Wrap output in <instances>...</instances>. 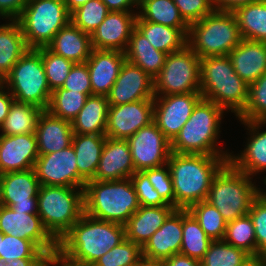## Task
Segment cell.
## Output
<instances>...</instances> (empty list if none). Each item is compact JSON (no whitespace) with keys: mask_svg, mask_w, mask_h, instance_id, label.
Segmentation results:
<instances>
[{"mask_svg":"<svg viewBox=\"0 0 266 266\" xmlns=\"http://www.w3.org/2000/svg\"><path fill=\"white\" fill-rule=\"evenodd\" d=\"M125 238V226L84 213L57 242V253L78 266H92Z\"/></svg>","mask_w":266,"mask_h":266,"instance_id":"1","label":"cell"},{"mask_svg":"<svg viewBox=\"0 0 266 266\" xmlns=\"http://www.w3.org/2000/svg\"><path fill=\"white\" fill-rule=\"evenodd\" d=\"M230 156L177 154L171 152L167 165L172 177L176 209H189L206 201L214 176Z\"/></svg>","mask_w":266,"mask_h":266,"instance_id":"2","label":"cell"},{"mask_svg":"<svg viewBox=\"0 0 266 266\" xmlns=\"http://www.w3.org/2000/svg\"><path fill=\"white\" fill-rule=\"evenodd\" d=\"M201 95L239 116L246 107L249 85L234 71L228 55L200 58ZM228 109V110H227Z\"/></svg>","mask_w":266,"mask_h":266,"instance_id":"3","label":"cell"},{"mask_svg":"<svg viewBox=\"0 0 266 266\" xmlns=\"http://www.w3.org/2000/svg\"><path fill=\"white\" fill-rule=\"evenodd\" d=\"M83 190L84 213L98 220L125 226L140 207L130 178L110 181L89 180Z\"/></svg>","mask_w":266,"mask_h":266,"instance_id":"4","label":"cell"},{"mask_svg":"<svg viewBox=\"0 0 266 266\" xmlns=\"http://www.w3.org/2000/svg\"><path fill=\"white\" fill-rule=\"evenodd\" d=\"M224 110L214 102L202 98L194 107L189 120L171 142V152L209 156H230L217 148Z\"/></svg>","mask_w":266,"mask_h":266,"instance_id":"5","label":"cell"},{"mask_svg":"<svg viewBox=\"0 0 266 266\" xmlns=\"http://www.w3.org/2000/svg\"><path fill=\"white\" fill-rule=\"evenodd\" d=\"M253 177L237 170L229 161L214 176L206 201L222 214L228 223L245 216L260 193Z\"/></svg>","mask_w":266,"mask_h":266,"instance_id":"6","label":"cell"},{"mask_svg":"<svg viewBox=\"0 0 266 266\" xmlns=\"http://www.w3.org/2000/svg\"><path fill=\"white\" fill-rule=\"evenodd\" d=\"M242 41L232 12L214 10L189 26L187 45L200 57L226 56Z\"/></svg>","mask_w":266,"mask_h":266,"instance_id":"7","label":"cell"},{"mask_svg":"<svg viewBox=\"0 0 266 266\" xmlns=\"http://www.w3.org/2000/svg\"><path fill=\"white\" fill-rule=\"evenodd\" d=\"M38 215L44 228L58 242L84 214V190L41 185Z\"/></svg>","mask_w":266,"mask_h":266,"instance_id":"8","label":"cell"},{"mask_svg":"<svg viewBox=\"0 0 266 266\" xmlns=\"http://www.w3.org/2000/svg\"><path fill=\"white\" fill-rule=\"evenodd\" d=\"M14 100L47 110L51 90L42 62L41 48L28 49L3 79Z\"/></svg>","mask_w":266,"mask_h":266,"instance_id":"9","label":"cell"},{"mask_svg":"<svg viewBox=\"0 0 266 266\" xmlns=\"http://www.w3.org/2000/svg\"><path fill=\"white\" fill-rule=\"evenodd\" d=\"M29 49L47 47L56 33L71 22L63 0H28L17 19Z\"/></svg>","mask_w":266,"mask_h":266,"instance_id":"10","label":"cell"},{"mask_svg":"<svg viewBox=\"0 0 266 266\" xmlns=\"http://www.w3.org/2000/svg\"><path fill=\"white\" fill-rule=\"evenodd\" d=\"M200 92V57L188 45L168 54L154 78V96Z\"/></svg>","mask_w":266,"mask_h":266,"instance_id":"11","label":"cell"},{"mask_svg":"<svg viewBox=\"0 0 266 266\" xmlns=\"http://www.w3.org/2000/svg\"><path fill=\"white\" fill-rule=\"evenodd\" d=\"M131 150L135 171L163 166L171 154V142L152 121L126 139Z\"/></svg>","mask_w":266,"mask_h":266,"instance_id":"12","label":"cell"},{"mask_svg":"<svg viewBox=\"0 0 266 266\" xmlns=\"http://www.w3.org/2000/svg\"><path fill=\"white\" fill-rule=\"evenodd\" d=\"M34 170L41 185L84 189L86 184L78 174L72 145L61 151L39 155Z\"/></svg>","mask_w":266,"mask_h":266,"instance_id":"13","label":"cell"},{"mask_svg":"<svg viewBox=\"0 0 266 266\" xmlns=\"http://www.w3.org/2000/svg\"><path fill=\"white\" fill-rule=\"evenodd\" d=\"M0 231L31 241L46 255L57 253V241L44 228L38 214L14 211L11 207L0 205Z\"/></svg>","mask_w":266,"mask_h":266,"instance_id":"14","label":"cell"},{"mask_svg":"<svg viewBox=\"0 0 266 266\" xmlns=\"http://www.w3.org/2000/svg\"><path fill=\"white\" fill-rule=\"evenodd\" d=\"M201 93L172 94L155 96L153 121L172 142L189 120L196 104L202 99Z\"/></svg>","mask_w":266,"mask_h":266,"instance_id":"15","label":"cell"},{"mask_svg":"<svg viewBox=\"0 0 266 266\" xmlns=\"http://www.w3.org/2000/svg\"><path fill=\"white\" fill-rule=\"evenodd\" d=\"M153 116V99L109 105L105 135L113 139H127L149 125Z\"/></svg>","mask_w":266,"mask_h":266,"instance_id":"16","label":"cell"},{"mask_svg":"<svg viewBox=\"0 0 266 266\" xmlns=\"http://www.w3.org/2000/svg\"><path fill=\"white\" fill-rule=\"evenodd\" d=\"M40 186L34 168L4 173L0 205L11 207L14 211L38 214Z\"/></svg>","mask_w":266,"mask_h":266,"instance_id":"17","label":"cell"},{"mask_svg":"<svg viewBox=\"0 0 266 266\" xmlns=\"http://www.w3.org/2000/svg\"><path fill=\"white\" fill-rule=\"evenodd\" d=\"M106 97L109 105L154 99V79L137 65L125 60Z\"/></svg>","mask_w":266,"mask_h":266,"instance_id":"18","label":"cell"},{"mask_svg":"<svg viewBox=\"0 0 266 266\" xmlns=\"http://www.w3.org/2000/svg\"><path fill=\"white\" fill-rule=\"evenodd\" d=\"M136 17L137 12L110 11L91 34L93 49L124 52L135 28Z\"/></svg>","mask_w":266,"mask_h":266,"instance_id":"19","label":"cell"},{"mask_svg":"<svg viewBox=\"0 0 266 266\" xmlns=\"http://www.w3.org/2000/svg\"><path fill=\"white\" fill-rule=\"evenodd\" d=\"M182 238L183 209H175L142 247V258L162 262L180 254Z\"/></svg>","mask_w":266,"mask_h":266,"instance_id":"20","label":"cell"},{"mask_svg":"<svg viewBox=\"0 0 266 266\" xmlns=\"http://www.w3.org/2000/svg\"><path fill=\"white\" fill-rule=\"evenodd\" d=\"M38 156L35 133L0 135V171L2 173L32 169Z\"/></svg>","mask_w":266,"mask_h":266,"instance_id":"21","label":"cell"},{"mask_svg":"<svg viewBox=\"0 0 266 266\" xmlns=\"http://www.w3.org/2000/svg\"><path fill=\"white\" fill-rule=\"evenodd\" d=\"M136 172L126 139L106 137L101 158L92 180L110 181L130 178Z\"/></svg>","mask_w":266,"mask_h":266,"instance_id":"22","label":"cell"},{"mask_svg":"<svg viewBox=\"0 0 266 266\" xmlns=\"http://www.w3.org/2000/svg\"><path fill=\"white\" fill-rule=\"evenodd\" d=\"M126 58L124 52L93 49L86 60L93 95L107 96Z\"/></svg>","mask_w":266,"mask_h":266,"instance_id":"23","label":"cell"},{"mask_svg":"<svg viewBox=\"0 0 266 266\" xmlns=\"http://www.w3.org/2000/svg\"><path fill=\"white\" fill-rule=\"evenodd\" d=\"M247 127L250 137L241 153H230L229 162L239 171L253 177L259 172L266 171V130L261 131V121H240ZM261 131V132H259Z\"/></svg>","mask_w":266,"mask_h":266,"instance_id":"24","label":"cell"},{"mask_svg":"<svg viewBox=\"0 0 266 266\" xmlns=\"http://www.w3.org/2000/svg\"><path fill=\"white\" fill-rule=\"evenodd\" d=\"M39 155L61 151L72 145L74 131L72 123L43 110L39 115L35 131Z\"/></svg>","mask_w":266,"mask_h":266,"instance_id":"25","label":"cell"},{"mask_svg":"<svg viewBox=\"0 0 266 266\" xmlns=\"http://www.w3.org/2000/svg\"><path fill=\"white\" fill-rule=\"evenodd\" d=\"M235 73L248 85L266 72V43L242 39L229 53Z\"/></svg>","mask_w":266,"mask_h":266,"instance_id":"26","label":"cell"},{"mask_svg":"<svg viewBox=\"0 0 266 266\" xmlns=\"http://www.w3.org/2000/svg\"><path fill=\"white\" fill-rule=\"evenodd\" d=\"M175 209L170 205L140 206L125 225L126 238L142 248Z\"/></svg>","mask_w":266,"mask_h":266,"instance_id":"27","label":"cell"},{"mask_svg":"<svg viewBox=\"0 0 266 266\" xmlns=\"http://www.w3.org/2000/svg\"><path fill=\"white\" fill-rule=\"evenodd\" d=\"M47 47L74 64L86 62L93 50L91 35L82 32L72 22L61 28Z\"/></svg>","mask_w":266,"mask_h":266,"instance_id":"28","label":"cell"},{"mask_svg":"<svg viewBox=\"0 0 266 266\" xmlns=\"http://www.w3.org/2000/svg\"><path fill=\"white\" fill-rule=\"evenodd\" d=\"M124 54L127 61L140 67L153 79L160 73L168 55L155 49L149 40L136 28L132 30Z\"/></svg>","mask_w":266,"mask_h":266,"instance_id":"29","label":"cell"},{"mask_svg":"<svg viewBox=\"0 0 266 266\" xmlns=\"http://www.w3.org/2000/svg\"><path fill=\"white\" fill-rule=\"evenodd\" d=\"M105 141L106 135H73L72 146L76 155L78 174L85 182L95 177Z\"/></svg>","mask_w":266,"mask_h":266,"instance_id":"30","label":"cell"},{"mask_svg":"<svg viewBox=\"0 0 266 266\" xmlns=\"http://www.w3.org/2000/svg\"><path fill=\"white\" fill-rule=\"evenodd\" d=\"M135 28L149 40L155 49L167 54L181 50L187 45L189 28H172L144 21L138 15Z\"/></svg>","mask_w":266,"mask_h":266,"instance_id":"31","label":"cell"},{"mask_svg":"<svg viewBox=\"0 0 266 266\" xmlns=\"http://www.w3.org/2000/svg\"><path fill=\"white\" fill-rule=\"evenodd\" d=\"M28 49L17 20H9L6 24L0 25V79L2 81Z\"/></svg>","mask_w":266,"mask_h":266,"instance_id":"32","label":"cell"},{"mask_svg":"<svg viewBox=\"0 0 266 266\" xmlns=\"http://www.w3.org/2000/svg\"><path fill=\"white\" fill-rule=\"evenodd\" d=\"M109 102L106 96H89L77 117L71 122L75 134L105 135Z\"/></svg>","mask_w":266,"mask_h":266,"instance_id":"33","label":"cell"},{"mask_svg":"<svg viewBox=\"0 0 266 266\" xmlns=\"http://www.w3.org/2000/svg\"><path fill=\"white\" fill-rule=\"evenodd\" d=\"M242 39L266 43V0L249 3L233 12Z\"/></svg>","mask_w":266,"mask_h":266,"instance_id":"34","label":"cell"},{"mask_svg":"<svg viewBox=\"0 0 266 266\" xmlns=\"http://www.w3.org/2000/svg\"><path fill=\"white\" fill-rule=\"evenodd\" d=\"M42 109L27 103L13 101L6 119L0 126V135L13 136L35 133Z\"/></svg>","mask_w":266,"mask_h":266,"instance_id":"35","label":"cell"},{"mask_svg":"<svg viewBox=\"0 0 266 266\" xmlns=\"http://www.w3.org/2000/svg\"><path fill=\"white\" fill-rule=\"evenodd\" d=\"M137 15L144 21L172 28H189L173 0H143Z\"/></svg>","mask_w":266,"mask_h":266,"instance_id":"36","label":"cell"},{"mask_svg":"<svg viewBox=\"0 0 266 266\" xmlns=\"http://www.w3.org/2000/svg\"><path fill=\"white\" fill-rule=\"evenodd\" d=\"M212 240L200 227L199 222L187 210L183 209V238L180 254L201 261Z\"/></svg>","mask_w":266,"mask_h":266,"instance_id":"37","label":"cell"},{"mask_svg":"<svg viewBox=\"0 0 266 266\" xmlns=\"http://www.w3.org/2000/svg\"><path fill=\"white\" fill-rule=\"evenodd\" d=\"M88 97L87 94L59 87L51 92L47 111L55 117L72 122L85 105Z\"/></svg>","mask_w":266,"mask_h":266,"instance_id":"38","label":"cell"},{"mask_svg":"<svg viewBox=\"0 0 266 266\" xmlns=\"http://www.w3.org/2000/svg\"><path fill=\"white\" fill-rule=\"evenodd\" d=\"M223 240L227 244L243 249L251 257H256L255 230L249 214L228 222Z\"/></svg>","mask_w":266,"mask_h":266,"instance_id":"39","label":"cell"},{"mask_svg":"<svg viewBox=\"0 0 266 266\" xmlns=\"http://www.w3.org/2000/svg\"><path fill=\"white\" fill-rule=\"evenodd\" d=\"M250 258L243 249L227 244L224 240H215L200 261V266H242Z\"/></svg>","mask_w":266,"mask_h":266,"instance_id":"40","label":"cell"},{"mask_svg":"<svg viewBox=\"0 0 266 266\" xmlns=\"http://www.w3.org/2000/svg\"><path fill=\"white\" fill-rule=\"evenodd\" d=\"M188 211L212 241L223 240L227 222L216 207L207 201H201L192 205Z\"/></svg>","mask_w":266,"mask_h":266,"instance_id":"41","label":"cell"},{"mask_svg":"<svg viewBox=\"0 0 266 266\" xmlns=\"http://www.w3.org/2000/svg\"><path fill=\"white\" fill-rule=\"evenodd\" d=\"M109 12L101 0H89L71 13V22L82 32L91 35Z\"/></svg>","mask_w":266,"mask_h":266,"instance_id":"42","label":"cell"},{"mask_svg":"<svg viewBox=\"0 0 266 266\" xmlns=\"http://www.w3.org/2000/svg\"><path fill=\"white\" fill-rule=\"evenodd\" d=\"M238 119L266 122V72L249 85L246 107Z\"/></svg>","mask_w":266,"mask_h":266,"instance_id":"43","label":"cell"},{"mask_svg":"<svg viewBox=\"0 0 266 266\" xmlns=\"http://www.w3.org/2000/svg\"><path fill=\"white\" fill-rule=\"evenodd\" d=\"M142 259V248L125 238L92 266H136Z\"/></svg>","mask_w":266,"mask_h":266,"instance_id":"44","label":"cell"},{"mask_svg":"<svg viewBox=\"0 0 266 266\" xmlns=\"http://www.w3.org/2000/svg\"><path fill=\"white\" fill-rule=\"evenodd\" d=\"M41 56L50 90L62 87L74 63L55 54L48 47H41Z\"/></svg>","mask_w":266,"mask_h":266,"instance_id":"45","label":"cell"},{"mask_svg":"<svg viewBox=\"0 0 266 266\" xmlns=\"http://www.w3.org/2000/svg\"><path fill=\"white\" fill-rule=\"evenodd\" d=\"M46 254L31 241L4 234L1 247V259L12 262L20 258H44Z\"/></svg>","mask_w":266,"mask_h":266,"instance_id":"46","label":"cell"},{"mask_svg":"<svg viewBox=\"0 0 266 266\" xmlns=\"http://www.w3.org/2000/svg\"><path fill=\"white\" fill-rule=\"evenodd\" d=\"M250 215L255 230L256 257L266 256V198L260 193L254 198Z\"/></svg>","mask_w":266,"mask_h":266,"instance_id":"47","label":"cell"},{"mask_svg":"<svg viewBox=\"0 0 266 266\" xmlns=\"http://www.w3.org/2000/svg\"><path fill=\"white\" fill-rule=\"evenodd\" d=\"M143 172L148 176L149 181L161 198L168 205L175 207V195L168 165L165 164L160 167L145 169Z\"/></svg>","mask_w":266,"mask_h":266,"instance_id":"48","label":"cell"},{"mask_svg":"<svg viewBox=\"0 0 266 266\" xmlns=\"http://www.w3.org/2000/svg\"><path fill=\"white\" fill-rule=\"evenodd\" d=\"M130 179L138 196L140 206L168 205L152 186L148 176L143 171L134 172Z\"/></svg>","mask_w":266,"mask_h":266,"instance_id":"49","label":"cell"},{"mask_svg":"<svg viewBox=\"0 0 266 266\" xmlns=\"http://www.w3.org/2000/svg\"><path fill=\"white\" fill-rule=\"evenodd\" d=\"M183 19L191 25L215 9L211 0H173Z\"/></svg>","mask_w":266,"mask_h":266,"instance_id":"50","label":"cell"},{"mask_svg":"<svg viewBox=\"0 0 266 266\" xmlns=\"http://www.w3.org/2000/svg\"><path fill=\"white\" fill-rule=\"evenodd\" d=\"M62 88L92 96L90 74L86 62L76 63L71 68Z\"/></svg>","mask_w":266,"mask_h":266,"instance_id":"51","label":"cell"},{"mask_svg":"<svg viewBox=\"0 0 266 266\" xmlns=\"http://www.w3.org/2000/svg\"><path fill=\"white\" fill-rule=\"evenodd\" d=\"M28 0H0V17L17 20L23 12Z\"/></svg>","mask_w":266,"mask_h":266,"instance_id":"52","label":"cell"},{"mask_svg":"<svg viewBox=\"0 0 266 266\" xmlns=\"http://www.w3.org/2000/svg\"><path fill=\"white\" fill-rule=\"evenodd\" d=\"M259 0H211L213 7L217 11L233 12L240 6L249 3L257 2Z\"/></svg>","mask_w":266,"mask_h":266,"instance_id":"53","label":"cell"},{"mask_svg":"<svg viewBox=\"0 0 266 266\" xmlns=\"http://www.w3.org/2000/svg\"><path fill=\"white\" fill-rule=\"evenodd\" d=\"M162 266H200V261L182 254H174L161 262Z\"/></svg>","mask_w":266,"mask_h":266,"instance_id":"54","label":"cell"},{"mask_svg":"<svg viewBox=\"0 0 266 266\" xmlns=\"http://www.w3.org/2000/svg\"><path fill=\"white\" fill-rule=\"evenodd\" d=\"M14 98L7 89L5 91L4 85L0 86V126L6 119L8 115L11 104L13 103Z\"/></svg>","mask_w":266,"mask_h":266,"instance_id":"55","label":"cell"},{"mask_svg":"<svg viewBox=\"0 0 266 266\" xmlns=\"http://www.w3.org/2000/svg\"><path fill=\"white\" fill-rule=\"evenodd\" d=\"M109 11L132 12V7L138 8L134 0H101ZM131 9V10H130Z\"/></svg>","mask_w":266,"mask_h":266,"instance_id":"56","label":"cell"},{"mask_svg":"<svg viewBox=\"0 0 266 266\" xmlns=\"http://www.w3.org/2000/svg\"><path fill=\"white\" fill-rule=\"evenodd\" d=\"M45 266H78L62 258L58 253L48 254L45 256Z\"/></svg>","mask_w":266,"mask_h":266,"instance_id":"57","label":"cell"},{"mask_svg":"<svg viewBox=\"0 0 266 266\" xmlns=\"http://www.w3.org/2000/svg\"><path fill=\"white\" fill-rule=\"evenodd\" d=\"M43 258H20L6 262L0 258V266H36Z\"/></svg>","mask_w":266,"mask_h":266,"instance_id":"58","label":"cell"},{"mask_svg":"<svg viewBox=\"0 0 266 266\" xmlns=\"http://www.w3.org/2000/svg\"><path fill=\"white\" fill-rule=\"evenodd\" d=\"M242 266H266V256L251 257Z\"/></svg>","mask_w":266,"mask_h":266,"instance_id":"59","label":"cell"},{"mask_svg":"<svg viewBox=\"0 0 266 266\" xmlns=\"http://www.w3.org/2000/svg\"><path fill=\"white\" fill-rule=\"evenodd\" d=\"M68 11L72 13L74 10H76L78 7L82 6L89 0H63Z\"/></svg>","mask_w":266,"mask_h":266,"instance_id":"60","label":"cell"},{"mask_svg":"<svg viewBox=\"0 0 266 266\" xmlns=\"http://www.w3.org/2000/svg\"><path fill=\"white\" fill-rule=\"evenodd\" d=\"M136 266H162L161 262L142 259Z\"/></svg>","mask_w":266,"mask_h":266,"instance_id":"61","label":"cell"},{"mask_svg":"<svg viewBox=\"0 0 266 266\" xmlns=\"http://www.w3.org/2000/svg\"><path fill=\"white\" fill-rule=\"evenodd\" d=\"M3 179H4V173L0 171V203L2 198Z\"/></svg>","mask_w":266,"mask_h":266,"instance_id":"62","label":"cell"},{"mask_svg":"<svg viewBox=\"0 0 266 266\" xmlns=\"http://www.w3.org/2000/svg\"><path fill=\"white\" fill-rule=\"evenodd\" d=\"M3 236L4 234L0 231V258H1V247H2V242H3Z\"/></svg>","mask_w":266,"mask_h":266,"instance_id":"63","label":"cell"},{"mask_svg":"<svg viewBox=\"0 0 266 266\" xmlns=\"http://www.w3.org/2000/svg\"><path fill=\"white\" fill-rule=\"evenodd\" d=\"M264 184L266 185V177L264 178ZM262 189H260V194L261 195H263L265 198H266V192H264L265 191V189L264 190H262Z\"/></svg>","mask_w":266,"mask_h":266,"instance_id":"64","label":"cell"},{"mask_svg":"<svg viewBox=\"0 0 266 266\" xmlns=\"http://www.w3.org/2000/svg\"><path fill=\"white\" fill-rule=\"evenodd\" d=\"M36 266H45V257Z\"/></svg>","mask_w":266,"mask_h":266,"instance_id":"65","label":"cell"},{"mask_svg":"<svg viewBox=\"0 0 266 266\" xmlns=\"http://www.w3.org/2000/svg\"><path fill=\"white\" fill-rule=\"evenodd\" d=\"M138 5L143 1V0H134Z\"/></svg>","mask_w":266,"mask_h":266,"instance_id":"66","label":"cell"}]
</instances>
